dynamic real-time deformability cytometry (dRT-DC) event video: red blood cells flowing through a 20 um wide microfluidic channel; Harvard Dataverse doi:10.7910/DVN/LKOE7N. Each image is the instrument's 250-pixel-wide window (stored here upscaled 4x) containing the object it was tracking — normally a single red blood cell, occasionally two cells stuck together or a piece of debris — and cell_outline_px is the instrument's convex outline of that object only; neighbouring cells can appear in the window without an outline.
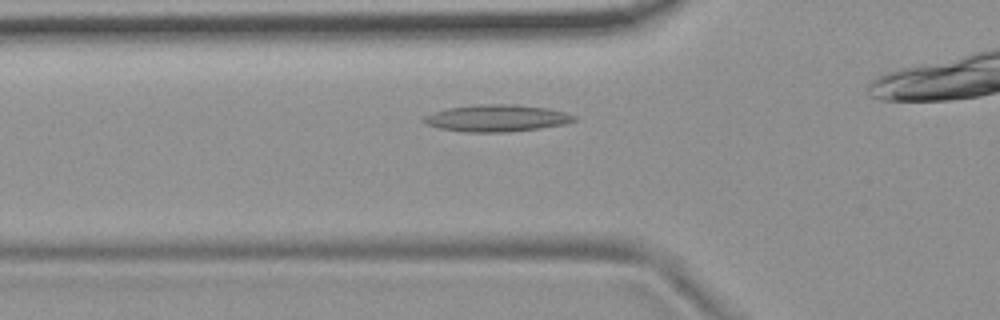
{"species": "common noctule bat (a hibernating species)", "species_latin": "Nyctalus noctula", "temperature_condition": "room temperature", "stored_images_in_passage": 34, "camera_frame_rate_fps": 3000, "um_per_image_px": 0.085, "animal": {"sex": "female", "body_mass_g": 19.9}, "frame": {"image": 1, "passage_image": 8, "time_ms": 2.333, "image_size_px": [1000, 320], "cell_outline_px": [[576, 120], [564, 124], [540, 128], [508, 132], [464, 132], [440, 128], [428, 124], [420, 120], [424, 116], [448, 108], [476, 104], [516, 104], [548, 108], [564, 112], [576, 116]], "centroid_in_image_um": [42.23, 10.04], "position_along_channel_um": 83.6, "area_um2": 23.52}}
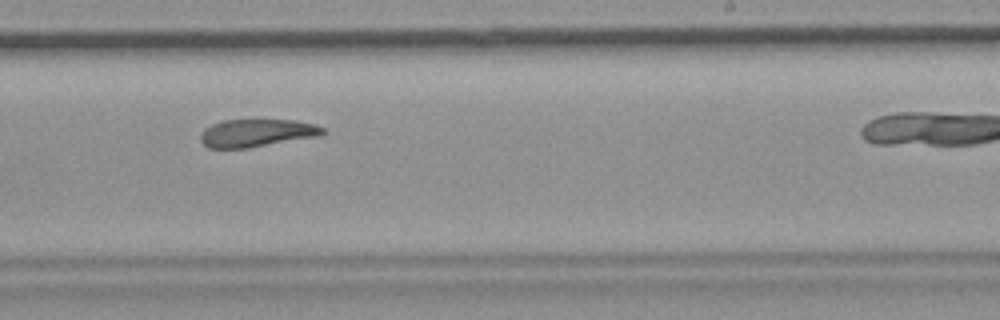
{"frame": {"image": 2, "passage_image": 23, "time_ms": 7.333, "image_size_px": [1000, 320], "cell_outline_px": [[328, 132], [320, 136], [248, 148], [208, 148], [200, 140], [200, 136], [204, 128], [212, 124], [224, 120], [296, 120], [316, 124], [324, 128]], "centroid_in_image_um": [21.86, 11.3], "position_along_channel_um": 267.1, "area_um2": 19.94}}
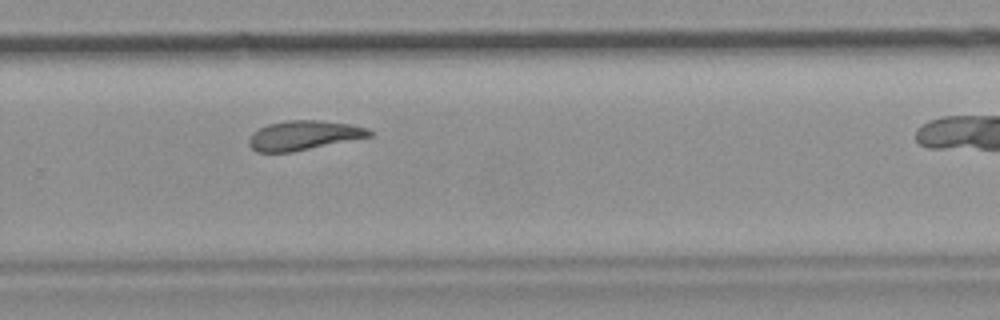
{"frame": {"image": 3, "passage_image": 26, "time_ms": 8.333, "image_size_px": [1000, 320], "cell_outline_px": [[372, 136], [292, 152], [256, 152], [248, 144], [248, 140], [252, 132], [268, 124], [288, 120], [320, 120], [348, 124], [368, 128], [372, 132]], "centroid_in_image_um": [25.79, 11.5], "position_along_channel_um": 304.0, "area_um2": 20.58}}